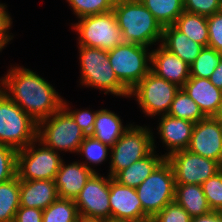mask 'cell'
<instances>
[{
  "label": "cell",
  "instance_id": "cell-1",
  "mask_svg": "<svg viewBox=\"0 0 222 222\" xmlns=\"http://www.w3.org/2000/svg\"><path fill=\"white\" fill-rule=\"evenodd\" d=\"M11 68L2 77L3 91L36 123L47 119L63 104L55 87L38 73L23 66Z\"/></svg>",
  "mask_w": 222,
  "mask_h": 222
},
{
  "label": "cell",
  "instance_id": "cell-2",
  "mask_svg": "<svg viewBox=\"0 0 222 222\" xmlns=\"http://www.w3.org/2000/svg\"><path fill=\"white\" fill-rule=\"evenodd\" d=\"M113 12L124 42L150 48L161 44L163 27L140 0H116Z\"/></svg>",
  "mask_w": 222,
  "mask_h": 222
},
{
  "label": "cell",
  "instance_id": "cell-3",
  "mask_svg": "<svg viewBox=\"0 0 222 222\" xmlns=\"http://www.w3.org/2000/svg\"><path fill=\"white\" fill-rule=\"evenodd\" d=\"M79 49L80 84L92 87L104 94L130 98V92L116 77L110 65L108 51L99 48L77 45Z\"/></svg>",
  "mask_w": 222,
  "mask_h": 222
},
{
  "label": "cell",
  "instance_id": "cell-4",
  "mask_svg": "<svg viewBox=\"0 0 222 222\" xmlns=\"http://www.w3.org/2000/svg\"><path fill=\"white\" fill-rule=\"evenodd\" d=\"M38 123L0 90V144L16 151L37 139Z\"/></svg>",
  "mask_w": 222,
  "mask_h": 222
},
{
  "label": "cell",
  "instance_id": "cell-5",
  "mask_svg": "<svg viewBox=\"0 0 222 222\" xmlns=\"http://www.w3.org/2000/svg\"><path fill=\"white\" fill-rule=\"evenodd\" d=\"M108 58L116 77L130 92L150 71L149 47L123 42L108 51Z\"/></svg>",
  "mask_w": 222,
  "mask_h": 222
},
{
  "label": "cell",
  "instance_id": "cell-6",
  "mask_svg": "<svg viewBox=\"0 0 222 222\" xmlns=\"http://www.w3.org/2000/svg\"><path fill=\"white\" fill-rule=\"evenodd\" d=\"M85 136L63 107L38 123L37 139L56 152L77 154Z\"/></svg>",
  "mask_w": 222,
  "mask_h": 222
},
{
  "label": "cell",
  "instance_id": "cell-7",
  "mask_svg": "<svg viewBox=\"0 0 222 222\" xmlns=\"http://www.w3.org/2000/svg\"><path fill=\"white\" fill-rule=\"evenodd\" d=\"M71 25L78 34V45L109 51L124 42L113 11L86 16Z\"/></svg>",
  "mask_w": 222,
  "mask_h": 222
},
{
  "label": "cell",
  "instance_id": "cell-8",
  "mask_svg": "<svg viewBox=\"0 0 222 222\" xmlns=\"http://www.w3.org/2000/svg\"><path fill=\"white\" fill-rule=\"evenodd\" d=\"M136 189L143 213L151 220L167 204L175 201V179L165 159Z\"/></svg>",
  "mask_w": 222,
  "mask_h": 222
},
{
  "label": "cell",
  "instance_id": "cell-9",
  "mask_svg": "<svg viewBox=\"0 0 222 222\" xmlns=\"http://www.w3.org/2000/svg\"><path fill=\"white\" fill-rule=\"evenodd\" d=\"M153 134L149 127L132 123L111 147L108 175L113 178L119 171L146 157L153 150Z\"/></svg>",
  "mask_w": 222,
  "mask_h": 222
},
{
  "label": "cell",
  "instance_id": "cell-10",
  "mask_svg": "<svg viewBox=\"0 0 222 222\" xmlns=\"http://www.w3.org/2000/svg\"><path fill=\"white\" fill-rule=\"evenodd\" d=\"M62 160L59 152L36 139L17 151V176L19 180H54Z\"/></svg>",
  "mask_w": 222,
  "mask_h": 222
},
{
  "label": "cell",
  "instance_id": "cell-11",
  "mask_svg": "<svg viewBox=\"0 0 222 222\" xmlns=\"http://www.w3.org/2000/svg\"><path fill=\"white\" fill-rule=\"evenodd\" d=\"M180 87L150 71L131 91L130 98L135 97L146 116L168 114L172 101ZM132 96V97H131Z\"/></svg>",
  "mask_w": 222,
  "mask_h": 222
},
{
  "label": "cell",
  "instance_id": "cell-12",
  "mask_svg": "<svg viewBox=\"0 0 222 222\" xmlns=\"http://www.w3.org/2000/svg\"><path fill=\"white\" fill-rule=\"evenodd\" d=\"M110 176H101L96 172L86 182L75 204L81 220L107 221L111 219Z\"/></svg>",
  "mask_w": 222,
  "mask_h": 222
},
{
  "label": "cell",
  "instance_id": "cell-13",
  "mask_svg": "<svg viewBox=\"0 0 222 222\" xmlns=\"http://www.w3.org/2000/svg\"><path fill=\"white\" fill-rule=\"evenodd\" d=\"M166 160L172 166L175 184L201 185L222 169L217 161L192 153L188 149L176 151L166 157Z\"/></svg>",
  "mask_w": 222,
  "mask_h": 222
},
{
  "label": "cell",
  "instance_id": "cell-14",
  "mask_svg": "<svg viewBox=\"0 0 222 222\" xmlns=\"http://www.w3.org/2000/svg\"><path fill=\"white\" fill-rule=\"evenodd\" d=\"M188 150L217 161L222 166V124L214 117H206L194 124Z\"/></svg>",
  "mask_w": 222,
  "mask_h": 222
},
{
  "label": "cell",
  "instance_id": "cell-15",
  "mask_svg": "<svg viewBox=\"0 0 222 222\" xmlns=\"http://www.w3.org/2000/svg\"><path fill=\"white\" fill-rule=\"evenodd\" d=\"M109 203L113 220L150 222L143 213L136 189L121 185L112 177H110Z\"/></svg>",
  "mask_w": 222,
  "mask_h": 222
},
{
  "label": "cell",
  "instance_id": "cell-16",
  "mask_svg": "<svg viewBox=\"0 0 222 222\" xmlns=\"http://www.w3.org/2000/svg\"><path fill=\"white\" fill-rule=\"evenodd\" d=\"M158 120L157 134L167 148L163 156L168 157L176 151L188 149L195 123L168 114L159 116Z\"/></svg>",
  "mask_w": 222,
  "mask_h": 222
},
{
  "label": "cell",
  "instance_id": "cell-17",
  "mask_svg": "<svg viewBox=\"0 0 222 222\" xmlns=\"http://www.w3.org/2000/svg\"><path fill=\"white\" fill-rule=\"evenodd\" d=\"M151 50V71L180 88L190 77V66L161 44Z\"/></svg>",
  "mask_w": 222,
  "mask_h": 222
},
{
  "label": "cell",
  "instance_id": "cell-18",
  "mask_svg": "<svg viewBox=\"0 0 222 222\" xmlns=\"http://www.w3.org/2000/svg\"><path fill=\"white\" fill-rule=\"evenodd\" d=\"M93 173L80 160L70 164L62 160L54 179L58 197L75 200Z\"/></svg>",
  "mask_w": 222,
  "mask_h": 222
},
{
  "label": "cell",
  "instance_id": "cell-19",
  "mask_svg": "<svg viewBox=\"0 0 222 222\" xmlns=\"http://www.w3.org/2000/svg\"><path fill=\"white\" fill-rule=\"evenodd\" d=\"M181 88L206 117L215 116L222 101V90L214 86L208 78L190 76Z\"/></svg>",
  "mask_w": 222,
  "mask_h": 222
},
{
  "label": "cell",
  "instance_id": "cell-20",
  "mask_svg": "<svg viewBox=\"0 0 222 222\" xmlns=\"http://www.w3.org/2000/svg\"><path fill=\"white\" fill-rule=\"evenodd\" d=\"M57 198L54 180H20V206L44 210Z\"/></svg>",
  "mask_w": 222,
  "mask_h": 222
},
{
  "label": "cell",
  "instance_id": "cell-21",
  "mask_svg": "<svg viewBox=\"0 0 222 222\" xmlns=\"http://www.w3.org/2000/svg\"><path fill=\"white\" fill-rule=\"evenodd\" d=\"M155 142L153 135V150L146 157L119 171L113 179L121 185L137 188L166 159L162 154H156Z\"/></svg>",
  "mask_w": 222,
  "mask_h": 222
},
{
  "label": "cell",
  "instance_id": "cell-22",
  "mask_svg": "<svg viewBox=\"0 0 222 222\" xmlns=\"http://www.w3.org/2000/svg\"><path fill=\"white\" fill-rule=\"evenodd\" d=\"M161 45L169 52L181 58L189 66L195 61L204 48L203 45L188 38L174 25L163 28Z\"/></svg>",
  "mask_w": 222,
  "mask_h": 222
},
{
  "label": "cell",
  "instance_id": "cell-23",
  "mask_svg": "<svg viewBox=\"0 0 222 222\" xmlns=\"http://www.w3.org/2000/svg\"><path fill=\"white\" fill-rule=\"evenodd\" d=\"M120 116L108 109L98 110L92 133L94 138L112 147L131 125L124 126Z\"/></svg>",
  "mask_w": 222,
  "mask_h": 222
},
{
  "label": "cell",
  "instance_id": "cell-24",
  "mask_svg": "<svg viewBox=\"0 0 222 222\" xmlns=\"http://www.w3.org/2000/svg\"><path fill=\"white\" fill-rule=\"evenodd\" d=\"M175 201L193 217L211 212L202 186L197 184H175Z\"/></svg>",
  "mask_w": 222,
  "mask_h": 222
},
{
  "label": "cell",
  "instance_id": "cell-25",
  "mask_svg": "<svg viewBox=\"0 0 222 222\" xmlns=\"http://www.w3.org/2000/svg\"><path fill=\"white\" fill-rule=\"evenodd\" d=\"M174 26L196 43L208 47L209 33L207 17L183 11L176 19Z\"/></svg>",
  "mask_w": 222,
  "mask_h": 222
},
{
  "label": "cell",
  "instance_id": "cell-26",
  "mask_svg": "<svg viewBox=\"0 0 222 222\" xmlns=\"http://www.w3.org/2000/svg\"><path fill=\"white\" fill-rule=\"evenodd\" d=\"M20 207V180L14 178L0 183V222H14Z\"/></svg>",
  "mask_w": 222,
  "mask_h": 222
},
{
  "label": "cell",
  "instance_id": "cell-27",
  "mask_svg": "<svg viewBox=\"0 0 222 222\" xmlns=\"http://www.w3.org/2000/svg\"><path fill=\"white\" fill-rule=\"evenodd\" d=\"M142 4L152 13L160 25H174L176 19L184 11L183 0H140Z\"/></svg>",
  "mask_w": 222,
  "mask_h": 222
},
{
  "label": "cell",
  "instance_id": "cell-28",
  "mask_svg": "<svg viewBox=\"0 0 222 222\" xmlns=\"http://www.w3.org/2000/svg\"><path fill=\"white\" fill-rule=\"evenodd\" d=\"M110 151L111 147L109 145L102 143L100 140L94 138L91 135H86L80 145L77 155H82L83 160H85L81 163H83L88 169L96 173L97 170L93 169L94 166L92 165L97 166L102 164V162H105L107 160V157H110Z\"/></svg>",
  "mask_w": 222,
  "mask_h": 222
},
{
  "label": "cell",
  "instance_id": "cell-29",
  "mask_svg": "<svg viewBox=\"0 0 222 222\" xmlns=\"http://www.w3.org/2000/svg\"><path fill=\"white\" fill-rule=\"evenodd\" d=\"M168 115L197 123L206 118L199 106L180 88L172 101Z\"/></svg>",
  "mask_w": 222,
  "mask_h": 222
},
{
  "label": "cell",
  "instance_id": "cell-30",
  "mask_svg": "<svg viewBox=\"0 0 222 222\" xmlns=\"http://www.w3.org/2000/svg\"><path fill=\"white\" fill-rule=\"evenodd\" d=\"M75 201L66 198H57L43 210L42 222H79Z\"/></svg>",
  "mask_w": 222,
  "mask_h": 222
},
{
  "label": "cell",
  "instance_id": "cell-31",
  "mask_svg": "<svg viewBox=\"0 0 222 222\" xmlns=\"http://www.w3.org/2000/svg\"><path fill=\"white\" fill-rule=\"evenodd\" d=\"M222 58V53L211 47H204L190 65V76L209 78Z\"/></svg>",
  "mask_w": 222,
  "mask_h": 222
},
{
  "label": "cell",
  "instance_id": "cell-32",
  "mask_svg": "<svg viewBox=\"0 0 222 222\" xmlns=\"http://www.w3.org/2000/svg\"><path fill=\"white\" fill-rule=\"evenodd\" d=\"M76 18L113 11L116 0H66Z\"/></svg>",
  "mask_w": 222,
  "mask_h": 222
},
{
  "label": "cell",
  "instance_id": "cell-33",
  "mask_svg": "<svg viewBox=\"0 0 222 222\" xmlns=\"http://www.w3.org/2000/svg\"><path fill=\"white\" fill-rule=\"evenodd\" d=\"M201 186L211 210L219 212L222 208V169Z\"/></svg>",
  "mask_w": 222,
  "mask_h": 222
},
{
  "label": "cell",
  "instance_id": "cell-34",
  "mask_svg": "<svg viewBox=\"0 0 222 222\" xmlns=\"http://www.w3.org/2000/svg\"><path fill=\"white\" fill-rule=\"evenodd\" d=\"M17 175V151L0 144V183Z\"/></svg>",
  "mask_w": 222,
  "mask_h": 222
},
{
  "label": "cell",
  "instance_id": "cell-35",
  "mask_svg": "<svg viewBox=\"0 0 222 222\" xmlns=\"http://www.w3.org/2000/svg\"><path fill=\"white\" fill-rule=\"evenodd\" d=\"M192 217L176 201L167 204L150 222H191Z\"/></svg>",
  "mask_w": 222,
  "mask_h": 222
},
{
  "label": "cell",
  "instance_id": "cell-36",
  "mask_svg": "<svg viewBox=\"0 0 222 222\" xmlns=\"http://www.w3.org/2000/svg\"><path fill=\"white\" fill-rule=\"evenodd\" d=\"M69 104L67 103L66 100L63 98V104L62 107L71 115L72 119L76 122V124L80 127V129L85 133V135H90L92 133L93 127H94V122H95V117L98 112L96 111H91L86 110L81 108L72 110L71 106L69 108Z\"/></svg>",
  "mask_w": 222,
  "mask_h": 222
},
{
  "label": "cell",
  "instance_id": "cell-37",
  "mask_svg": "<svg viewBox=\"0 0 222 222\" xmlns=\"http://www.w3.org/2000/svg\"><path fill=\"white\" fill-rule=\"evenodd\" d=\"M184 11L209 17L222 10V0H183Z\"/></svg>",
  "mask_w": 222,
  "mask_h": 222
},
{
  "label": "cell",
  "instance_id": "cell-38",
  "mask_svg": "<svg viewBox=\"0 0 222 222\" xmlns=\"http://www.w3.org/2000/svg\"><path fill=\"white\" fill-rule=\"evenodd\" d=\"M208 47L222 53V10L207 17Z\"/></svg>",
  "mask_w": 222,
  "mask_h": 222
},
{
  "label": "cell",
  "instance_id": "cell-39",
  "mask_svg": "<svg viewBox=\"0 0 222 222\" xmlns=\"http://www.w3.org/2000/svg\"><path fill=\"white\" fill-rule=\"evenodd\" d=\"M7 6L4 3H0V50L7 47L8 43L13 39V33H9L11 26L13 25L12 18L7 11Z\"/></svg>",
  "mask_w": 222,
  "mask_h": 222
},
{
  "label": "cell",
  "instance_id": "cell-40",
  "mask_svg": "<svg viewBox=\"0 0 222 222\" xmlns=\"http://www.w3.org/2000/svg\"><path fill=\"white\" fill-rule=\"evenodd\" d=\"M43 210L20 206L14 222H42Z\"/></svg>",
  "mask_w": 222,
  "mask_h": 222
},
{
  "label": "cell",
  "instance_id": "cell-41",
  "mask_svg": "<svg viewBox=\"0 0 222 222\" xmlns=\"http://www.w3.org/2000/svg\"><path fill=\"white\" fill-rule=\"evenodd\" d=\"M191 222H222V215L218 211H211L206 215L193 217Z\"/></svg>",
  "mask_w": 222,
  "mask_h": 222
},
{
  "label": "cell",
  "instance_id": "cell-42",
  "mask_svg": "<svg viewBox=\"0 0 222 222\" xmlns=\"http://www.w3.org/2000/svg\"><path fill=\"white\" fill-rule=\"evenodd\" d=\"M208 79L214 86L222 90V58Z\"/></svg>",
  "mask_w": 222,
  "mask_h": 222
},
{
  "label": "cell",
  "instance_id": "cell-43",
  "mask_svg": "<svg viewBox=\"0 0 222 222\" xmlns=\"http://www.w3.org/2000/svg\"><path fill=\"white\" fill-rule=\"evenodd\" d=\"M214 118L218 119L219 121H222V101L220 102L218 111L215 114Z\"/></svg>",
  "mask_w": 222,
  "mask_h": 222
},
{
  "label": "cell",
  "instance_id": "cell-44",
  "mask_svg": "<svg viewBox=\"0 0 222 222\" xmlns=\"http://www.w3.org/2000/svg\"><path fill=\"white\" fill-rule=\"evenodd\" d=\"M104 222H132V221H123V220H113V219H110V220H107V221H104Z\"/></svg>",
  "mask_w": 222,
  "mask_h": 222
},
{
  "label": "cell",
  "instance_id": "cell-45",
  "mask_svg": "<svg viewBox=\"0 0 222 222\" xmlns=\"http://www.w3.org/2000/svg\"><path fill=\"white\" fill-rule=\"evenodd\" d=\"M79 222H104V221H87V220H80Z\"/></svg>",
  "mask_w": 222,
  "mask_h": 222
},
{
  "label": "cell",
  "instance_id": "cell-46",
  "mask_svg": "<svg viewBox=\"0 0 222 222\" xmlns=\"http://www.w3.org/2000/svg\"><path fill=\"white\" fill-rule=\"evenodd\" d=\"M0 52H1V50H0ZM1 87H2V77L0 79V90H1Z\"/></svg>",
  "mask_w": 222,
  "mask_h": 222
}]
</instances>
